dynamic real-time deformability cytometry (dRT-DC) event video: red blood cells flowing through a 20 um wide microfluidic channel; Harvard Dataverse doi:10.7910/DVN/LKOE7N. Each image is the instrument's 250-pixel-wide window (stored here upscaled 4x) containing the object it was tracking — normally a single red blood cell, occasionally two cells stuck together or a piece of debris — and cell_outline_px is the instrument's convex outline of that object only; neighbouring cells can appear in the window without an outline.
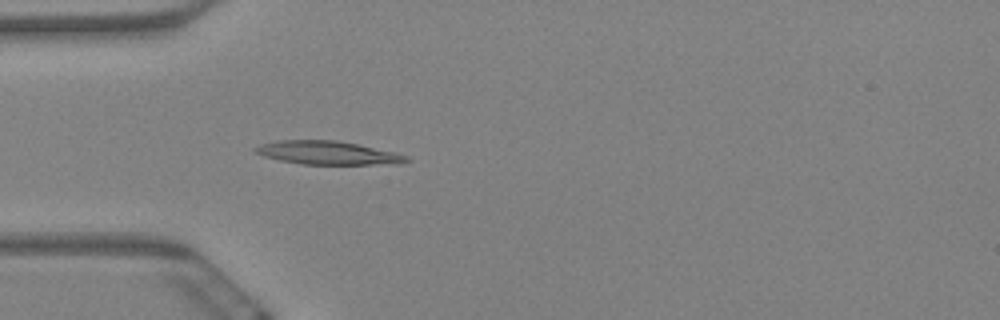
{"species": "Egyptian fruit bat (a non-hibernating species)", "species_latin": "Rousettus aegyptiacus", "temperature_condition": "warm", "stored_images_in_passage": 6, "camera_frame_rate_fps": 3000, "um_per_image_px": 0.085, "animal": {"sex": "female"}, "frame": {"image": 1, "passage_image": 6, "time_ms": 1.667, "image_size_px": [1000, 320], "cell_outline_px": [[412, 160], [400, 164], [300, 164], [280, 160], [264, 156], [252, 152], [252, 148], [260, 144], [280, 140], [336, 140], [396, 152], [408, 156]], "centroid_in_image_um": [27.86, 12.99], "position_along_channel_um": 57.1, "area_um2": 20.75}}